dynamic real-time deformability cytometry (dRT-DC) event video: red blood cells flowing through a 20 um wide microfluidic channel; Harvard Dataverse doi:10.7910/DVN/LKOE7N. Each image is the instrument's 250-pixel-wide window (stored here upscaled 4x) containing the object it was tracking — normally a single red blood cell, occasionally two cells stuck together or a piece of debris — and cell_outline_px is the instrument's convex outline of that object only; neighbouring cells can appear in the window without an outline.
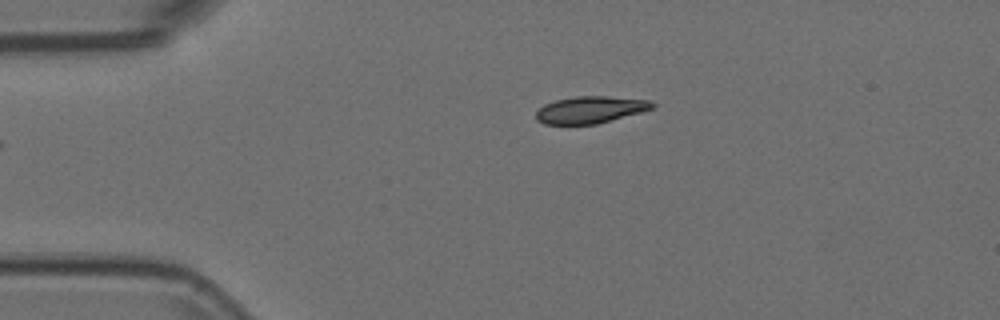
{"species": "Egyptian fruit bat (a non-hibernating species)", "species_latin": "Rousettus aegyptiacus", "temperature_condition": "room temperature", "stored_images_in_passage": 6, "camera_frame_rate_fps": 3000, "um_per_image_px": 0.085, "animal": {"sex": "female"}, "frame": {"image": 1, "passage_image": 1, "time_ms": 0.0, "image_size_px": [1000, 320], "cell_outline_px": [[656, 104], [652, 108], [640, 112], [596, 124], [544, 124], [536, 120], [536, 112], [544, 104], [556, 100], [576, 96], [608, 96], [652, 100]], "centroid_in_image_um": [50.18, 9.32], "position_along_channel_um": 34.8, "area_um2": 18.21}}